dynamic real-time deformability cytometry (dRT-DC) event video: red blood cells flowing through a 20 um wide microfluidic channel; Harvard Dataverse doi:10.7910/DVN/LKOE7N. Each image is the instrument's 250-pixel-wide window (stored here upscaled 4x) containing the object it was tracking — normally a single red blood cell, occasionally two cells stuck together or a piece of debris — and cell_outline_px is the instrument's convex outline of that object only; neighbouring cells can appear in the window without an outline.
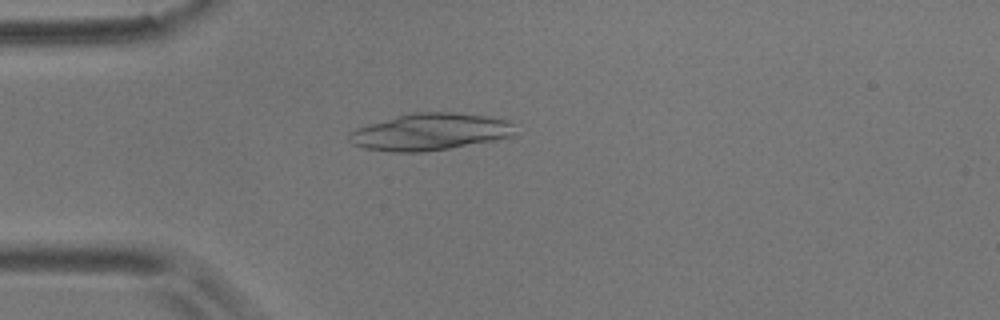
{"species": "common noctule bat (a hibernating species)", "species_latin": "Nyctalus noctula", "temperature_condition": "room temperature", "stored_images_in_passage": 4, "camera_frame_rate_fps": 3000, "um_per_image_px": 0.085, "animal": {"sex": "male", "body_mass_g": 17.9}, "frame": {"image": 1, "passage_image": 4, "time_ms": 1.0, "image_size_px": [1000, 320], "cell_outline_px": [[512, 136], [496, 140], [424, 152], [392, 152], [364, 148], [352, 144], [348, 140], [348, 132], [356, 128], [400, 116], [416, 112], [452, 112], [488, 116], [508, 120], [512, 124]], "centroid_in_image_um": [36.53, 11.22], "position_along_channel_um": 48.5, "area_um2": 35.32}}